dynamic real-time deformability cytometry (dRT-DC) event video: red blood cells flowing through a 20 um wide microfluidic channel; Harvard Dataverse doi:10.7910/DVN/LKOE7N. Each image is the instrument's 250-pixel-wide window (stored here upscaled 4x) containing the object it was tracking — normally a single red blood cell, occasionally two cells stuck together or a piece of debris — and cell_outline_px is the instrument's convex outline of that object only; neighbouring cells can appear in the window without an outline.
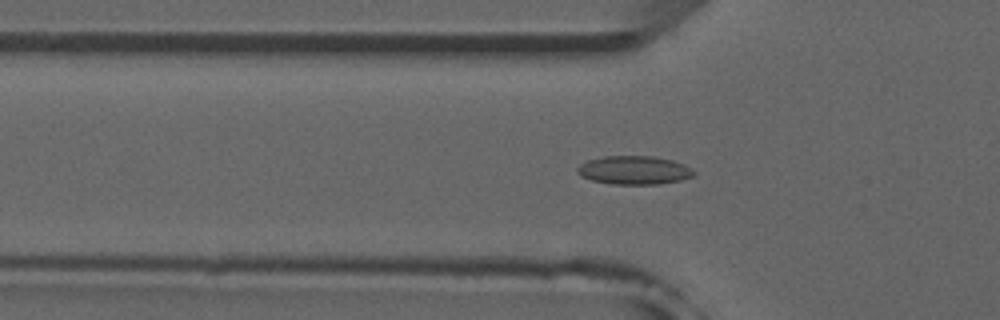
{"species": "common noctule bat (a hibernating species)", "species_latin": "Nyctalus noctula", "temperature_condition": "room temperature", "stored_images_in_passage": 48, "camera_frame_rate_fps": 3000, "um_per_image_px": 0.085, "animal": {"sex": "male", "forearm_length_mm": 52.5}, "frame": {"image": 1, "passage_image": 13, "time_ms": 4.0, "image_size_px": [1000, 320], "cell_outline_px": [[696, 176], [680, 180], [656, 184], [612, 184], [592, 180], [580, 176], [576, 172], [576, 168], [580, 164], [588, 160], [604, 156], [652, 156], [672, 160], [684, 164], [692, 168], [696, 172]], "centroid_in_image_um": [53.91, 14.46], "position_along_channel_um": 71.9, "area_um2": 19.48}}
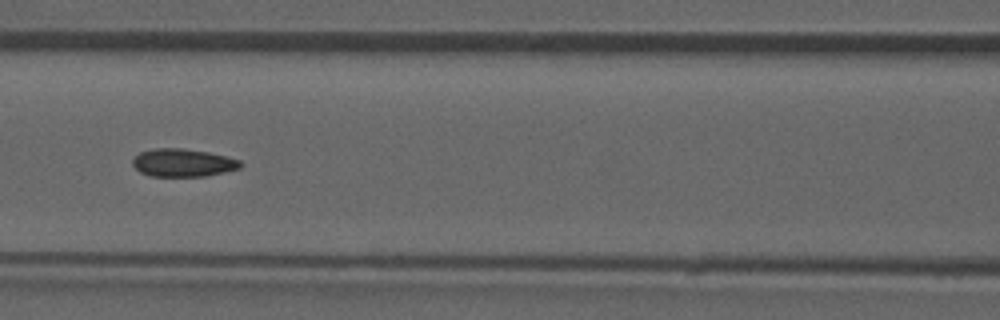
{"frame": {"image": 2, "passage_image": 19, "time_ms": 6.0, "image_size_px": [1000, 320], "cell_outline_px": [[244, 164], [240, 168], [224, 172], [204, 176], [152, 176], [140, 172], [132, 164], [132, 160], [140, 152], [156, 148], [184, 148], [208, 152], [240, 160]], "centroid_in_image_um": [15.56, 13.83], "position_along_channel_um": 151.0, "area_um2": 17.46}}
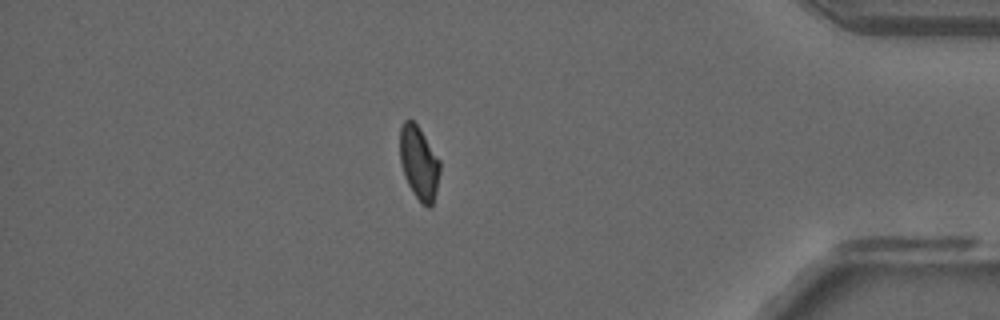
{"frame": {"image": 3, "passage_image": 41, "time_ms": 13.333, "image_size_px": [1000, 320], "cell_outline_px": [[440, 172], [436, 192], [432, 204], [428, 208], [412, 192], [404, 176], [400, 160], [400, 128], [404, 120], [412, 120], [420, 128], [440, 160]], "centroid_in_image_um": [35.61, 13.82], "position_along_channel_um": 399.6, "area_um2": 17.05}, "authors_computed_cell_mechanics": {"area_um2": 17.6868, "velocity_mm_per_s": 3.9204, "shape_relaxation_time_tau1_ms": 9.8819, "shape_relaxation_time_tau2_ms": 1.3698, "deformation_change_tau1": 0.1775, "deformation_change_tau2": 0.0638}}